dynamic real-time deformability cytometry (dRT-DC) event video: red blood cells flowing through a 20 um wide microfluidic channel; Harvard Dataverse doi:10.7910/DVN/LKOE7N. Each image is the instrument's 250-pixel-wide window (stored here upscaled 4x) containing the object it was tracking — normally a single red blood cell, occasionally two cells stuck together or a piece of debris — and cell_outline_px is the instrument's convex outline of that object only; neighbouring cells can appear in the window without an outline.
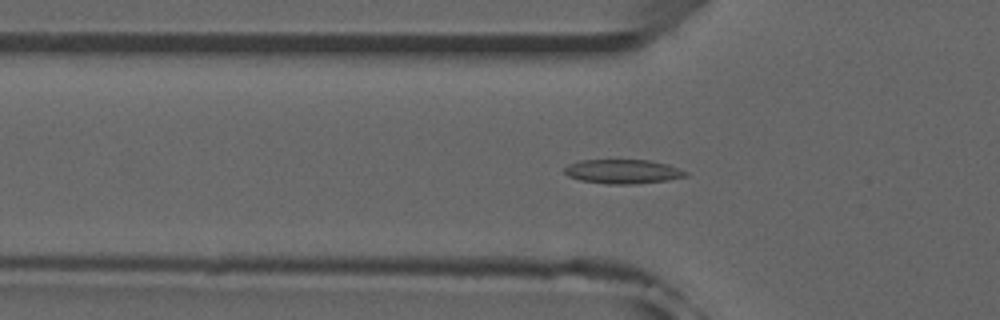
{"species": "common noctule bat (a hibernating species)", "species_latin": "Nyctalus noctula", "temperature_condition": "room temperature", "stored_images_in_passage": 52, "camera_frame_rate_fps": 3000, "um_per_image_px": 0.085, "animal": {"sex": "male", "forearm_length_mm": 52.5}, "frame": {"image": 1, "passage_image": 17, "time_ms": 5.333, "image_size_px": [1000, 320], "cell_outline_px": [[688, 176], [668, 180], [636, 184], [608, 184], [580, 180], [568, 176], [564, 172], [564, 168], [568, 164], [580, 160], [652, 160], [668, 164], [688, 172]], "centroid_in_image_um": [52.96, 14.58], "position_along_channel_um": 72.8, "area_um2": 17.22}}
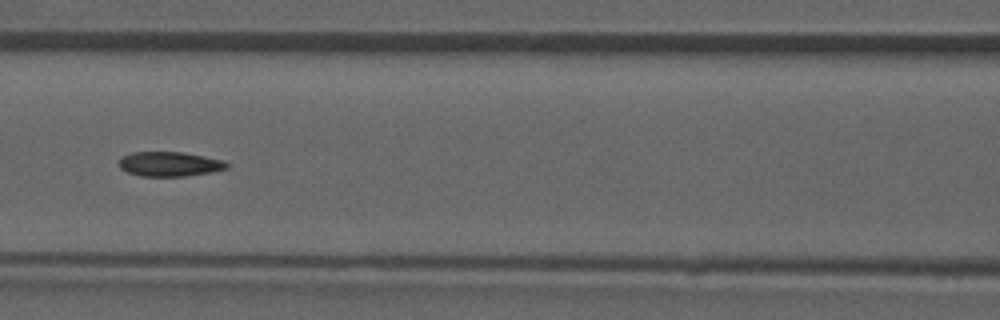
{"frame": {"image": 2, "passage_image": 23, "time_ms": 7.333, "image_size_px": [1000, 320], "cell_outline_px": [[228, 168], [212, 172], [188, 176], [140, 176], [128, 172], [120, 168], [120, 156], [132, 152], [184, 152], [224, 160], [228, 164]], "centroid_in_image_um": [14.42, 13.94], "position_along_channel_um": 152.2, "area_um2": 15.55}}
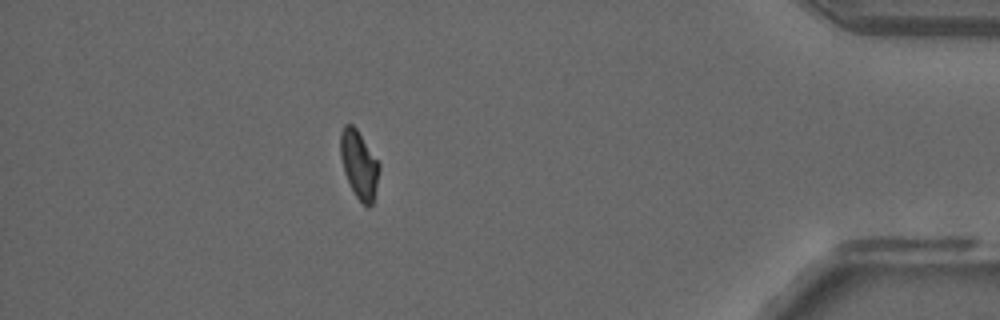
{"frame": {"image": 3, "passage_image": 46, "time_ms": 15.0, "image_size_px": [1000, 320], "cell_outline_px": [[380, 168], [372, 204], [368, 208], [356, 196], [344, 172], [340, 156], [340, 132], [344, 124], [352, 124], [356, 128], [380, 164]], "centroid_in_image_um": [30.5, 13.95], "position_along_channel_um": 404.7, "area_um2": 15.09}, "authors_computed_cell_mechanics": {"area_um2": 15.9817, "velocity_mm_per_s": 3.9386, "shape_relaxation_time_tau1_ms": null, "shape_relaxation_time_tau2_ms": 2.7607, "deformation_change_tau1": null, "deformation_change_tau2": 0.0824}}